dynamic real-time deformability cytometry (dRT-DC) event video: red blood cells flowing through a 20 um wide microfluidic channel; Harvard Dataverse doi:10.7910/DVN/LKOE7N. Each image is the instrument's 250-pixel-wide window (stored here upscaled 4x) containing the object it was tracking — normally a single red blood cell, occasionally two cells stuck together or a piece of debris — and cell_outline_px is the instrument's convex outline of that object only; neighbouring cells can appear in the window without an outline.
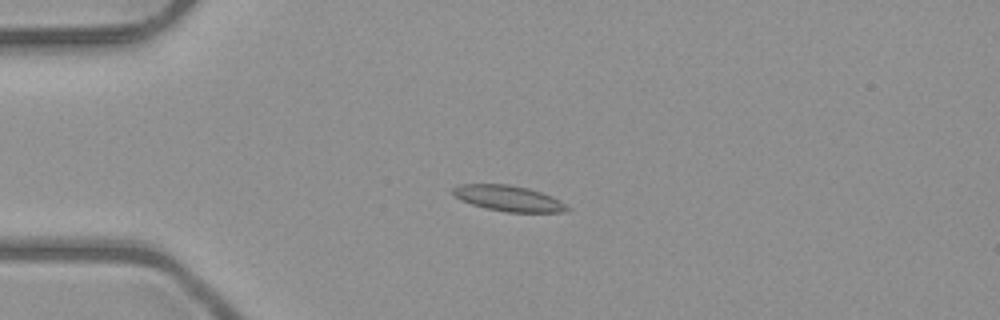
{"species": "common noctule bat (a hibernating species)", "species_latin": "Nyctalus noctula", "temperature_condition": "room temperature", "stored_images_in_passage": 53, "camera_frame_rate_fps": 3000, "um_per_image_px": 0.085, "animal": {"sex": "male", "body_mass_g": 23.1, "forearm_length_mm": 52.7}, "frame": {"image": 1, "passage_image": 14, "time_ms": 4.333, "image_size_px": [1000, 320], "cell_outline_px": [[572, 208], [568, 212], [504, 212], [484, 208], [460, 200], [452, 192], [452, 188], [460, 184], [508, 184], [528, 188], [552, 196], [560, 200]], "centroid_in_image_um": [43.25, 16.87], "position_along_channel_um": 41.7, "area_um2": 17.28}}
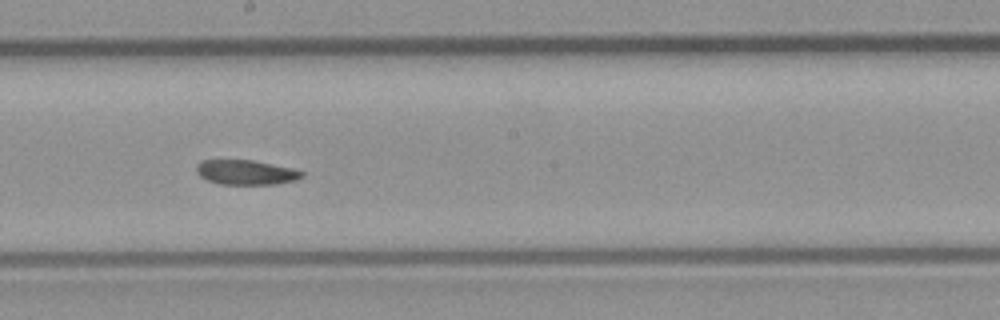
{"frame": {"image": 2, "passage_image": 30, "time_ms": 9.667, "image_size_px": [1000, 320], "cell_outline_px": [[304, 176], [296, 180], [276, 184], [220, 184], [208, 180], [200, 176], [196, 172], [196, 164], [200, 160], [252, 160], [292, 168], [304, 172]], "centroid_in_image_um": [20.9, 14.64], "position_along_channel_um": 227.3, "area_um2": 15.2}}
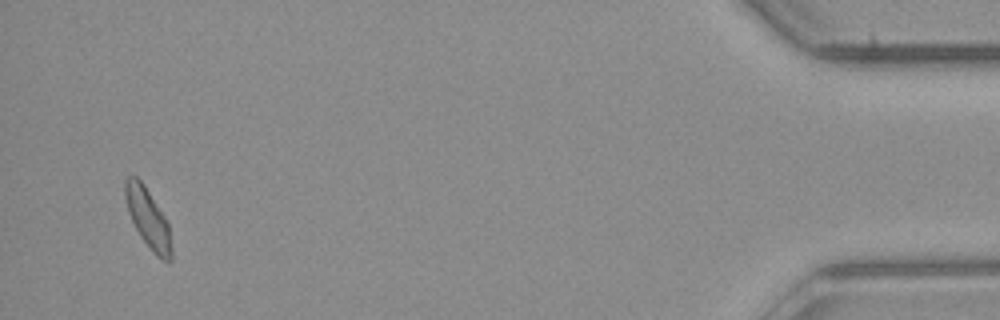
{"frame": {"image": 3, "passage_image": 51, "time_ms": 16.667, "image_size_px": [1000, 320], "cell_outline_px": [[172, 260], [168, 264], [160, 260], [156, 256], [140, 236], [128, 212], [124, 196], [124, 180], [128, 176], [136, 176], [144, 184], [164, 216], [168, 224], [172, 248]], "centroid_in_image_um": [12.58, 18.58], "position_along_channel_um": 422.6, "area_um2": 16.13}, "authors_computed_cell_mechanics": {"area_um2": 16.1262, "velocity_mm_per_s": 4.0078, "shape_relaxation_time_tau1_ms": null, "shape_relaxation_time_tau2_ms": 5.1665, "deformation_change_tau1": null, "deformation_change_tau2": 0.1046}}